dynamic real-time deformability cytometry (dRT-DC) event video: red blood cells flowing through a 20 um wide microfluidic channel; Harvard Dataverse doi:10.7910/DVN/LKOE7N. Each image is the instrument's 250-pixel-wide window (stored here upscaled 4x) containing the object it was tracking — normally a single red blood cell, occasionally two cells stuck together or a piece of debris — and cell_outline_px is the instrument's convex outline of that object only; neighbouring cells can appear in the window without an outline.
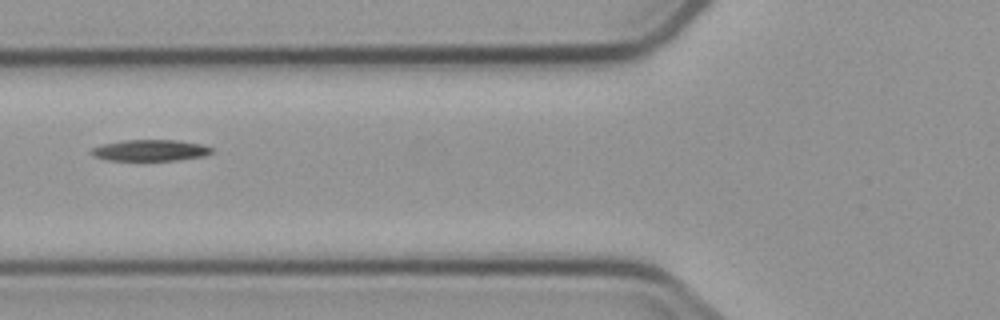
{"species": "common noctule bat (a hibernating species)", "species_latin": "Nyctalus noctula", "temperature_condition": "cold", "stored_images_in_passage": 10, "camera_frame_rate_fps": 3000, "um_per_image_px": 0.085, "animal": {"sex": "male", "body_mass_g": 23.1, "forearm_length_mm": 52.7}, "frame": {"image": 1, "passage_image": 7, "time_ms": 9.667, "image_size_px": [1000, 320], "cell_outline_px": [[212, 152], [204, 156], [180, 160], [108, 160], [92, 156], [88, 152], [92, 148], [100, 144], [124, 140], [176, 140], [200, 144], [212, 148]], "centroid_in_image_um": [12.71, 12.78], "position_along_channel_um": 113.1, "area_um2": 14.97}}
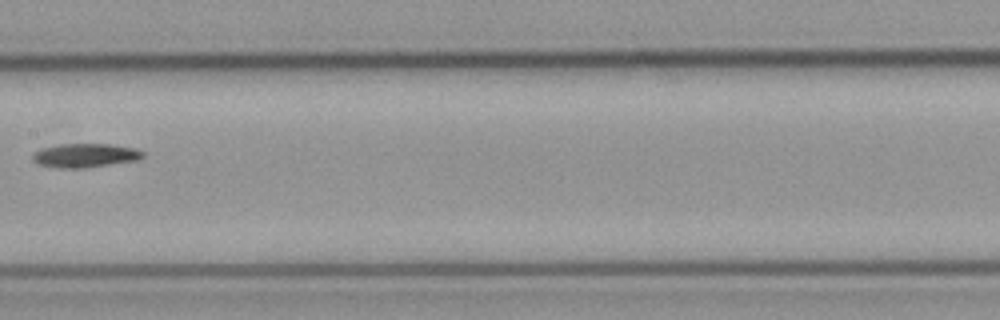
{"frame": {"image": 2, "passage_image": 9, "time_ms": 12.0, "image_size_px": [1000, 320], "cell_outline_px": [[144, 156], [136, 160], [88, 168], [60, 168], [36, 164], [32, 160], [32, 152], [40, 148], [60, 144], [108, 144], [136, 148], [144, 152]], "centroid_in_image_um": [7.19, 13.21], "position_along_channel_um": 200.2, "area_um2": 15.55}}
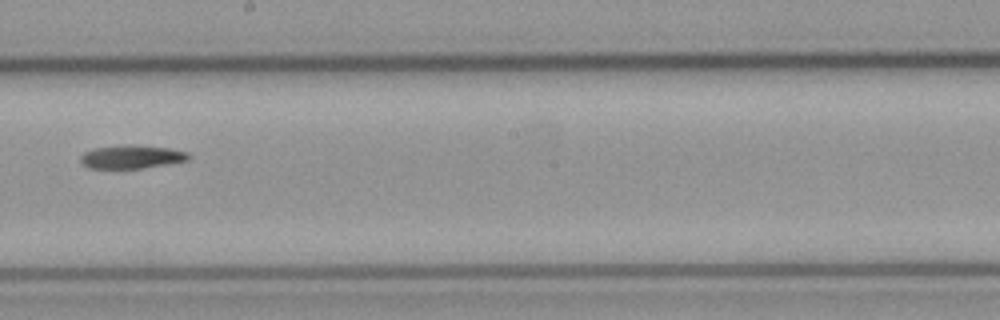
{"frame": {"image": 3, "passage_image": 10, "time_ms": 13.0, "image_size_px": [1000, 320], "cell_outline_px": [[192, 156], [188, 160], [168, 164], [144, 168], [88, 168], [80, 160], [80, 156], [84, 152], [92, 148], [128, 144], [168, 148], [188, 152]], "centroid_in_image_um": [11.19, 13.32], "position_along_channel_um": 237.0, "area_um2": 14.8}}